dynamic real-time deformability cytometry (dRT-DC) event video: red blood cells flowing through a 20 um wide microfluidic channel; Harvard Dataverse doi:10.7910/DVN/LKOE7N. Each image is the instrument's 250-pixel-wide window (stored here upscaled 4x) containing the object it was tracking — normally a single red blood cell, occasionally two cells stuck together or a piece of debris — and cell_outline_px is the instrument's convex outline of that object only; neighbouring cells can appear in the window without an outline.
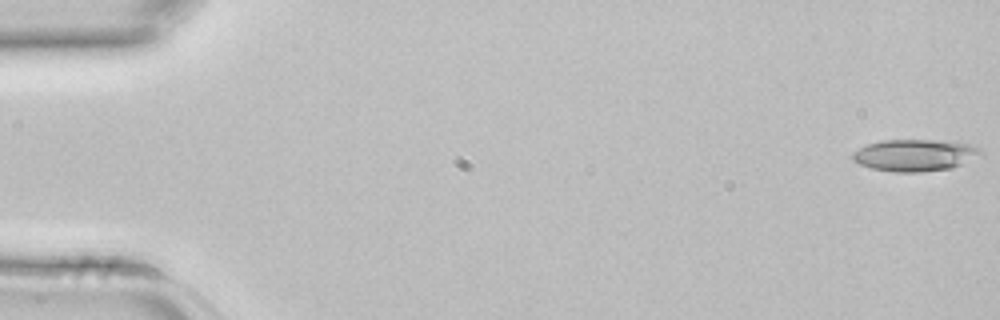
{"species": "common noctule bat (a hibernating species)", "species_latin": "Nyctalus noctula", "temperature_condition": "room temperature", "stored_images_in_passage": 3, "camera_frame_rate_fps": 3000, "um_per_image_px": 0.085, "animal": {"sex": "female", "body_mass_g": 22.7, "forearm_length_mm": 54.2}, "frame": {"image": 1, "passage_image": 1, "time_ms": 0.0, "image_size_px": [1000, 320], "cell_outline_px": [[984, 156], [952, 168], [920, 172], [896, 172], [872, 168], [860, 164], [852, 160], [852, 152], [868, 144], [884, 140], [936, 140], [968, 144], [980, 148], [984, 152]], "centroid_in_image_um": [77.82, 13.2], "position_along_channel_um": 7.2, "area_um2": 23.87}}